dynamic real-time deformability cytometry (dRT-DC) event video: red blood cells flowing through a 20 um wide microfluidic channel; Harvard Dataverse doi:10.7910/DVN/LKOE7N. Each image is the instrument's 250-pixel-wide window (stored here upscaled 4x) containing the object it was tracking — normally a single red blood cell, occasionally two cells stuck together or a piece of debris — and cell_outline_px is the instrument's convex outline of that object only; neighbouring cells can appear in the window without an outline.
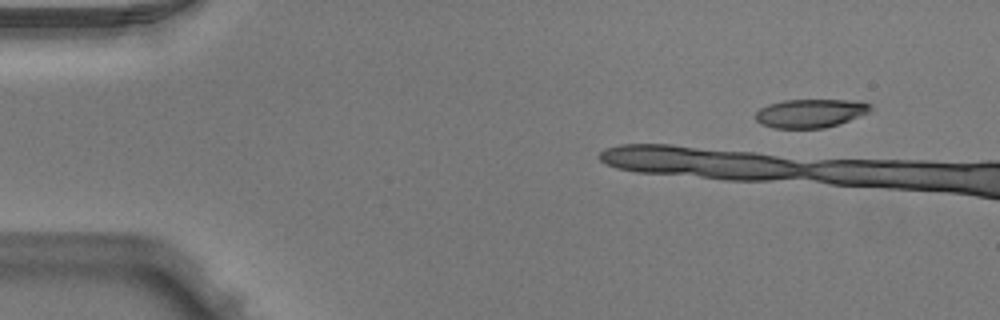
{"species": "Egyptian fruit bat (a non-hibernating species)", "species_latin": "Rousettus aegyptiacus", "temperature_condition": "warm", "stored_images_in_passage": 3, "camera_frame_rate_fps": 3000, "um_per_image_px": 0.085, "animal": {"sex": "male"}, "frame": {"image": 1, "passage_image": 1, "time_ms": 0.0, "image_size_px": [1000, 320], "cell_outline_px": [[872, 108], [868, 112], [840, 124], [824, 128], [776, 128], [760, 124], [756, 120], [756, 112], [760, 108], [768, 104], [784, 100], [848, 100], [872, 104]], "centroid_in_image_um": [68.86, 9.63], "position_along_channel_um": 16.1, "area_um2": 19.07}}